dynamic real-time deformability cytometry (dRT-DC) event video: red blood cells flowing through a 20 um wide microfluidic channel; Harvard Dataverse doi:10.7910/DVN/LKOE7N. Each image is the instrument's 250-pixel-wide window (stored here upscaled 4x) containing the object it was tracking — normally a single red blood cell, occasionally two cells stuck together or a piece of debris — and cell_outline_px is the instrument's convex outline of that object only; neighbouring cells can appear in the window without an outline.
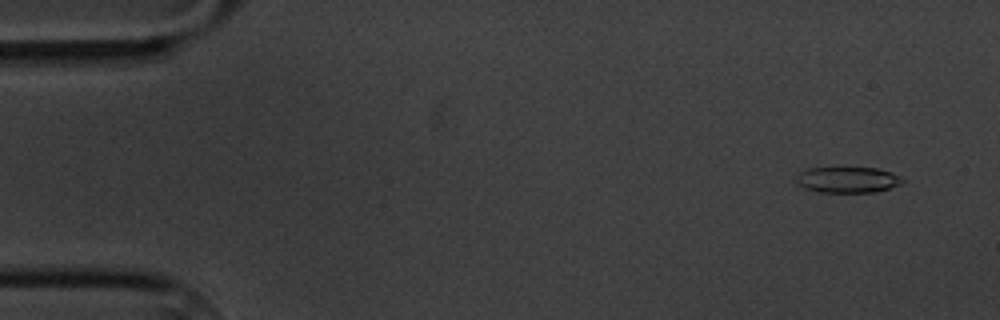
{"species": "common noctule bat (a hibernating species)", "species_latin": "Nyctalus noctula", "temperature_condition": "cold", "stored_images_in_passage": 5, "camera_frame_rate_fps": 3000, "um_per_image_px": 0.085, "animal": {"sex": "male", "body_mass_g": 20.1, "forearm_length_mm": 53.5}, "frame": {"image": 1, "passage_image": 1, "time_ms": 0.0, "image_size_px": [1000, 320], "cell_outline_px": [[904, 184], [876, 192], [820, 192], [804, 188], [796, 180], [796, 176], [800, 172], [808, 168], [836, 164], [840, 164], [876, 168], [892, 172], [900, 176], [904, 180]], "centroid_in_image_um": [72.06, 15.21], "position_along_channel_um": 12.9, "area_um2": 17.11}}
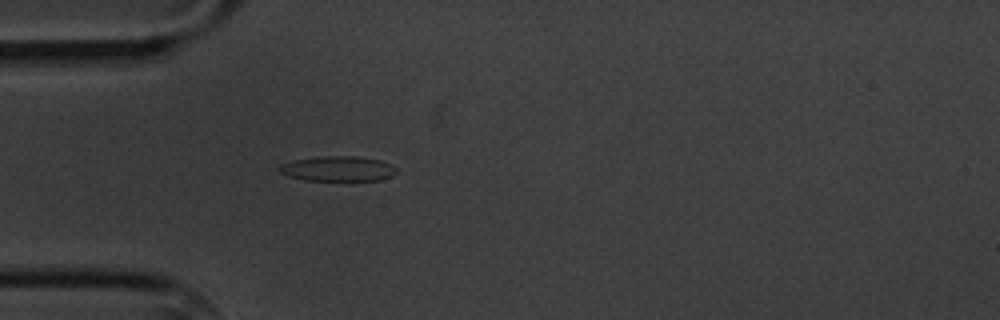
{"frame": {"image": 2, "passage_image": 5, "time_ms": 4.333, "image_size_px": [1000, 320], "cell_outline_px": [[396, 172], [392, 176], [380, 180], [304, 180], [288, 176], [280, 172], [276, 168], [280, 164], [292, 160], [324, 156], [356, 156], [380, 160], [396, 168]], "centroid_in_image_um": [28.67, 14.34], "position_along_channel_um": 56.3, "area_um2": 17.05}}